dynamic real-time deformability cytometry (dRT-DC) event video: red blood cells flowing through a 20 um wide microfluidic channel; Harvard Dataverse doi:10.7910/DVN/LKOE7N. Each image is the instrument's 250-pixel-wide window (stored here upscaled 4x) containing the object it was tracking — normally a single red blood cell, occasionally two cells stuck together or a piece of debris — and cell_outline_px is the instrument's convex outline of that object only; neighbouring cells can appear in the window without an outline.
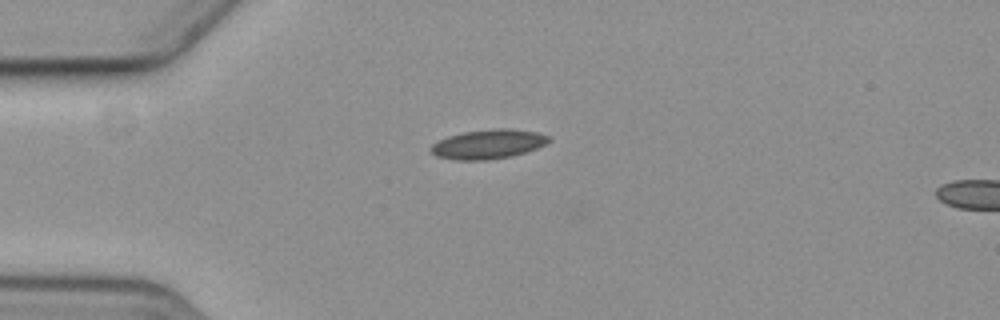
{"species": "common noctule bat (a hibernating species)", "species_latin": "Nyctalus noctula", "temperature_condition": "cold", "stored_images_in_passage": 3, "camera_frame_rate_fps": 3000, "um_per_image_px": 0.085, "animal": {"sex": "female", "body_mass_g": 19.3, "forearm_length_mm": 54.1}, "frame": {"image": 1, "passage_image": 1, "time_ms": 0.0, "image_size_px": [1000, 320], "cell_outline_px": [[552, 140], [548, 144], [512, 156], [488, 160], [456, 160], [436, 156], [428, 148], [432, 144], [448, 136], [464, 132], [496, 128], [508, 128], [536, 132], [552, 136]], "centroid_in_image_um": [41.53, 12.25], "position_along_channel_um": 43.5, "area_um2": 20.29}}